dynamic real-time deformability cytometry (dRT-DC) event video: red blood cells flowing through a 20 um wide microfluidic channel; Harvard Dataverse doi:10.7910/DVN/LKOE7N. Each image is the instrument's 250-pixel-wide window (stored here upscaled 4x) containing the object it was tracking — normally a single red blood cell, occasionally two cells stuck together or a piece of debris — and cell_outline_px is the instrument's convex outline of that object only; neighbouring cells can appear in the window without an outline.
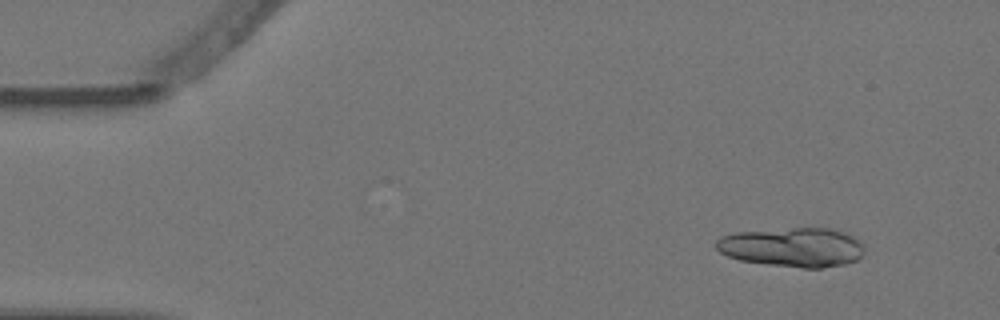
{"species": "Egyptian fruit bat (a non-hibernating species)", "species_latin": "Rousettus aegyptiacus", "temperature_condition": "warm", "stored_images_in_passage": 5, "camera_frame_rate_fps": 3000, "um_per_image_px": 0.085, "animal": {"sex": "female"}, "frame": {"image": 1, "passage_image": 2, "time_ms": 0.333, "image_size_px": [1000, 320], "cell_outline_px": [[864, 252], [856, 260], [844, 264], [820, 268], [804, 268], [768, 264], [740, 260], [728, 256], [720, 252], [716, 248], [716, 240], [720, 236], [736, 232], [792, 228], [832, 228], [848, 232], [860, 240], [864, 244]], "centroid_in_image_um": [67.4, 21.0], "position_along_channel_um": 17.6, "area_um2": 34.16}}